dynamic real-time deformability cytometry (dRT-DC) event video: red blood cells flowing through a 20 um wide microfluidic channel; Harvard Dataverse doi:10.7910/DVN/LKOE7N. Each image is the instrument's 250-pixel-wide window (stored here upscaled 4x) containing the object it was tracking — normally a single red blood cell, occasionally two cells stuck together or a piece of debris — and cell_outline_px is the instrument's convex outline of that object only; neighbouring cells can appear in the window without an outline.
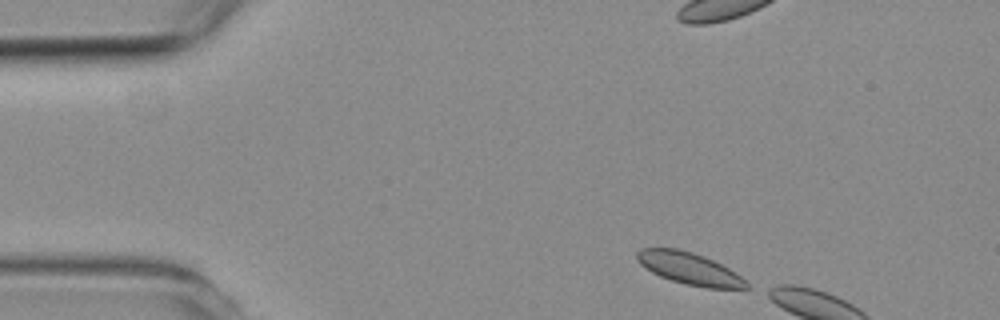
{"species": "common noctule bat (a hibernating species)", "species_latin": "Nyctalus noctula", "temperature_condition": "room temperature", "stored_images_in_passage": 2, "camera_frame_rate_fps": 3000, "um_per_image_px": 0.085, "animal": {"sex": "female", "body_mass_g": 19.3, "forearm_length_mm": 54.1}, "frame": {"image": 1, "passage_image": 1, "time_ms": 0.0, "image_size_px": [1000, 320], "cell_outline_px": [[752, 288], [708, 288], [684, 284], [660, 276], [644, 268], [636, 260], [636, 252], [640, 248], [676, 248], [692, 252], [704, 256], [728, 268], [740, 276]], "centroid_in_image_um": [58.55, 22.82], "position_along_channel_um": 26.5, "area_um2": 20.29}}